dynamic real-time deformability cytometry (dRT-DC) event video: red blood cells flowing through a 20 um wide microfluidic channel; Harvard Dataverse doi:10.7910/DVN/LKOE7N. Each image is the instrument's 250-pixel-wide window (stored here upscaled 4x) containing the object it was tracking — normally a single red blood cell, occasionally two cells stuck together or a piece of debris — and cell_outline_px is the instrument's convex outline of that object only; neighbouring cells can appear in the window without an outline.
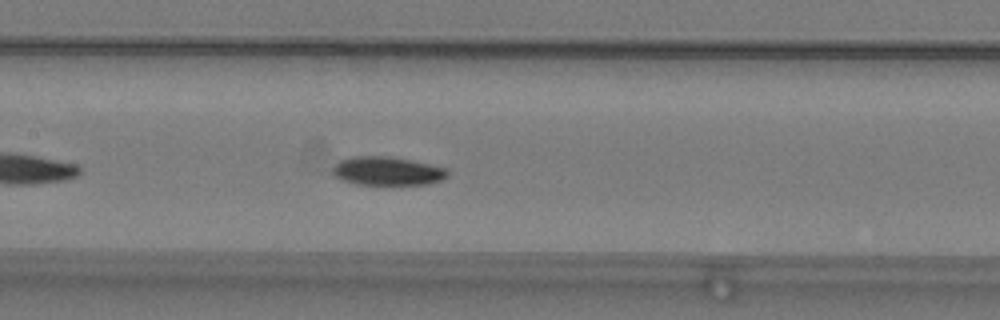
{"species": "common noctule bat (a hibernating species)", "species_latin": "Nyctalus noctula", "temperature_condition": "warm", "stored_images_in_passage": 40, "camera_frame_rate_fps": 3000, "um_per_image_px": 0.085, "animal": {"sex": "male", "body_mass_g": 19.2, "forearm_length_mm": 51.8}, "frame": {"image": 1, "passage_image": 12, "time_ms": 3.667, "image_size_px": [1000, 320], "cell_outline_px": [[448, 176], [444, 180], [428, 184], [356, 184], [340, 180], [332, 176], [332, 168], [340, 160], [356, 156], [388, 156], [428, 164], [444, 168], [448, 172]], "centroid_in_image_um": [32.88, 14.55], "position_along_channel_um": 174.5, "area_um2": 19.07}}
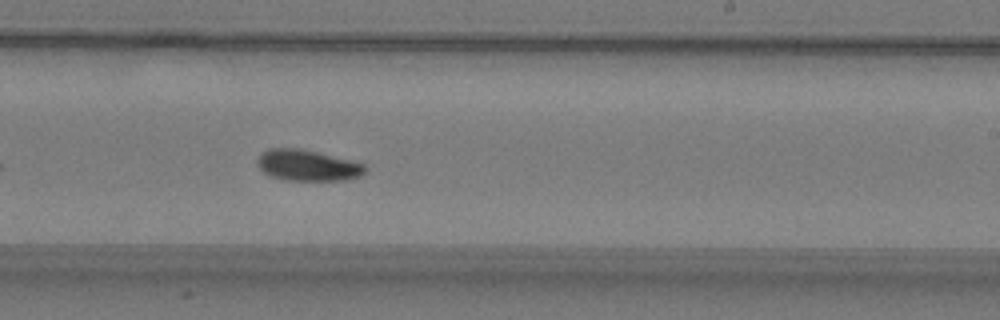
{"frame": {"image": 2, "passage_image": 19, "time_ms": 6.0, "image_size_px": [1000, 320], "cell_outline_px": [[368, 168], [360, 176], [344, 180], [284, 180], [272, 176], [264, 172], [256, 164], [256, 160], [268, 148], [300, 148], [364, 164]], "centroid_in_image_um": [26.12, 14.06], "position_along_channel_um": 262.9, "area_um2": 19.25}}
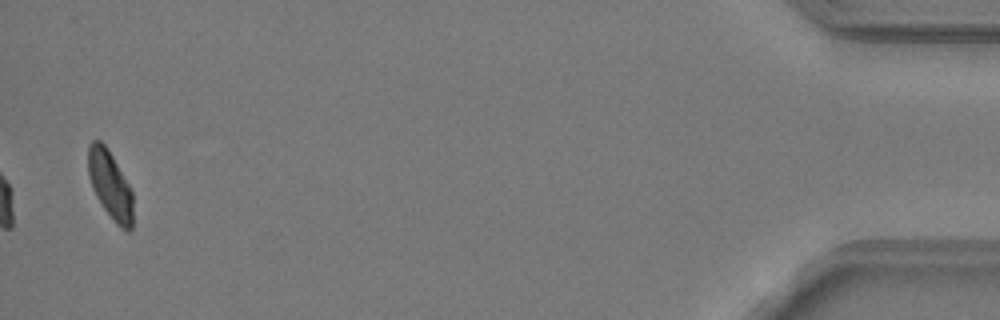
{"frame": {"image": 3, "passage_image": 39, "time_ms": 12.667, "image_size_px": [1000, 320], "cell_outline_px": [[132, 228], [128, 232], [120, 228], [116, 224], [104, 208], [96, 196], [92, 188], [88, 176], [88, 144], [92, 140], [100, 140], [108, 148], [128, 184], [132, 192]], "centroid_in_image_um": [9.34, 15.71], "position_along_channel_um": 425.9, "area_um2": 17.74}, "authors_computed_cell_mechanics": {"area_um2": 19.3052, "velocity_mm_per_s": 3.8062, "shape_relaxation_time_tau1_ms": 4.0825, "shape_relaxation_time_tau2_ms": 5.1376, "deformation_change_tau1": 0.1332, "deformation_change_tau2": 0.0872}}